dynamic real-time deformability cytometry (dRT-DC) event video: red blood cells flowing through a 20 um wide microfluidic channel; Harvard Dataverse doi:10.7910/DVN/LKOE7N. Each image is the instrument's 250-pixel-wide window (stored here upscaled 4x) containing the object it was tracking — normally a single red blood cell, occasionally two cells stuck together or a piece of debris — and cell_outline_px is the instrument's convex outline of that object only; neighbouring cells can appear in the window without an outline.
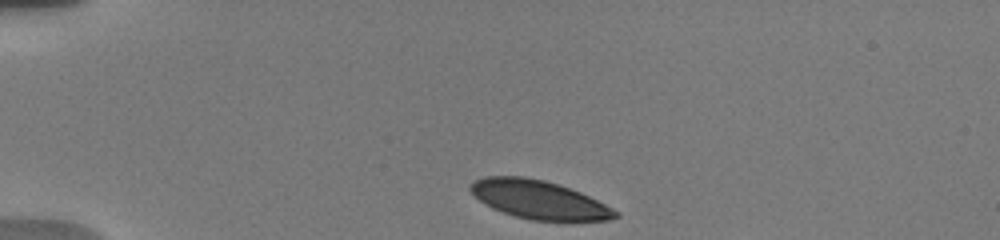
{"species": "human", "species_latin": "Homo sapiens", "temperature_condition": "warm", "stored_images_in_passage": 4, "camera_frame_rate_fps": 3000, "um_per_image_px": 0.085, "donor": {"sex": "male"}, "frame": {"image": 1, "passage_image": 1, "time_ms": 0.0, "image_size_px": [1000, 240], "cell_outline_px": [[620, 216], [608, 220], [532, 220], [516, 216], [492, 208], [484, 204], [468, 188], [472, 180], [484, 176], [524, 176], [544, 180], [580, 192], [620, 212]], "centroid_in_image_um": [45.77, 16.96], "position_along_channel_um": 39.2, "area_um2": 32.14}}
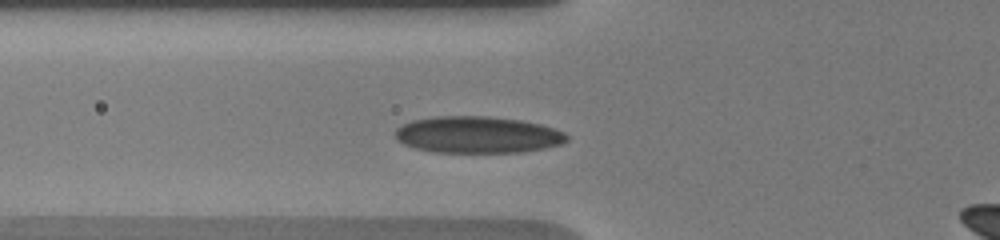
{"frame": {"image": 2, "passage_image": 4, "time_ms": 2.667, "image_size_px": [1000, 240], "cell_outline_px": [[568, 140], [560, 144], [544, 148], [520, 152], [432, 152], [416, 148], [404, 144], [396, 140], [396, 128], [412, 120], [436, 116], [488, 116], [520, 120], [540, 124], [564, 132], [568, 136]], "centroid_in_image_um": [40.58, 11.45], "position_along_channel_um": 85.2, "area_um2": 36.59}}